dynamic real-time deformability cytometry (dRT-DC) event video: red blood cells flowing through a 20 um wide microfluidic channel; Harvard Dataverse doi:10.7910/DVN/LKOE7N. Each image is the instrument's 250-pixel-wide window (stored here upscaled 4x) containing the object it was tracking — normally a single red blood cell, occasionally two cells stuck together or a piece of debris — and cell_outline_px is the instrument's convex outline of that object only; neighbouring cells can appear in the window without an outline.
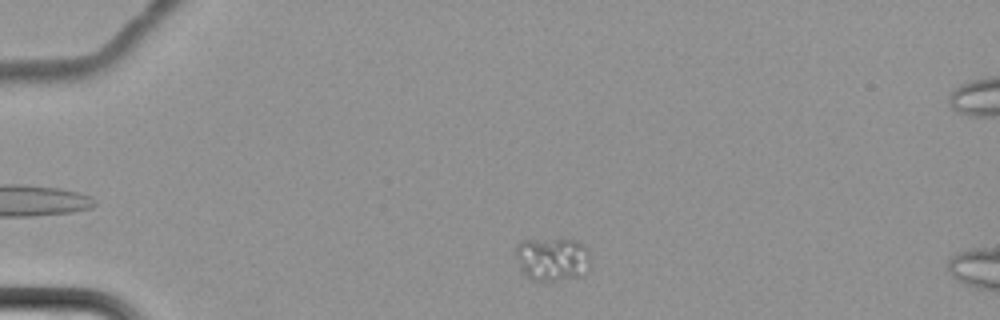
{"species": "common noctule bat (a hibernating species)", "species_latin": "Nyctalus noctula", "temperature_condition": "cold", "stored_images_in_passage": 3, "camera_frame_rate_fps": 3000, "um_per_image_px": 0.085, "animal": {"sex": "female", "body_mass_g": 22.7, "forearm_length_mm": 54.2}, "frame": {"image": 1, "passage_image": 1, "time_ms": 0.0, "image_size_px": [1000, 320], "cell_outline_px": [[588, 268], [580, 276], [556, 280], [532, 280], [524, 276], [516, 256], [516, 244], [524, 240], [576, 240], [584, 244], [588, 248]], "centroid_in_image_um": [46.93, 22.02], "position_along_channel_um": 38.1, "area_um2": 18.67}}